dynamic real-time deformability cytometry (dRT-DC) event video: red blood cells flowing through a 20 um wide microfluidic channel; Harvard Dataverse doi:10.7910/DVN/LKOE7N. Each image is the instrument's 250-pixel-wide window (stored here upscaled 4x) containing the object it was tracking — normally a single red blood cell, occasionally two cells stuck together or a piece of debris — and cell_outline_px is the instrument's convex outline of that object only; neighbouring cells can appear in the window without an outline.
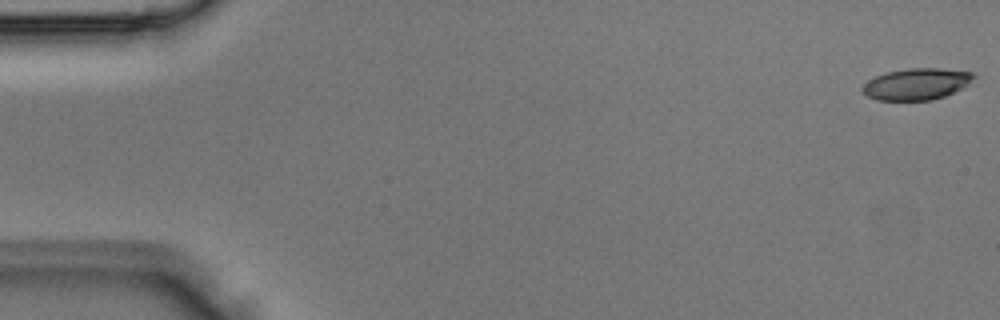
{"species": "Egyptian fruit bat (a non-hibernating species)", "species_latin": "Rousettus aegyptiacus", "temperature_condition": "room temperature", "stored_images_in_passage": 4, "camera_frame_rate_fps": 3000, "um_per_image_px": 0.085, "animal": {"sex": "male"}, "frame": {"image": 1, "passage_image": 1, "time_ms": 0.0, "image_size_px": [1000, 320], "cell_outline_px": [[976, 76], [968, 84], [944, 96], [932, 100], [876, 100], [868, 96], [860, 88], [868, 80], [876, 76], [888, 72], [908, 68], [940, 68], [972, 72]], "centroid_in_image_um": [77.89, 7.14], "position_along_channel_um": 7.1, "area_um2": 20.23}}